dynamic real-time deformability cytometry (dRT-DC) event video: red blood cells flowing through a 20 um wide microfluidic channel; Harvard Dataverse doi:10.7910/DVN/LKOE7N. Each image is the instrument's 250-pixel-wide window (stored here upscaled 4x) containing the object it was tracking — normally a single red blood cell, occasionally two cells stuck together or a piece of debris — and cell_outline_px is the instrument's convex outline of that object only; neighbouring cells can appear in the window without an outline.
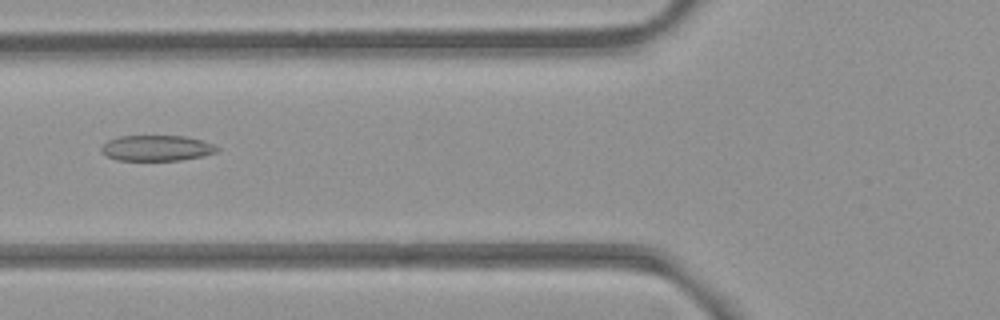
{"species": "common noctule bat (a hibernating species)", "species_latin": "Nyctalus noctula", "temperature_condition": "room temperature", "stored_images_in_passage": 53, "camera_frame_rate_fps": 3000, "um_per_image_px": 0.085, "animal": {"sex": "female", "body_mass_g": 21.9}, "frame": {"image": 1, "passage_image": 21, "time_ms": 6.667, "image_size_px": [1000, 320], "cell_outline_px": [[220, 148], [216, 152], [204, 156], [180, 160], [116, 160], [100, 152], [100, 148], [108, 140], [120, 136], [184, 136], [200, 140], [212, 144]], "centroid_in_image_um": [13.3, 12.59], "position_along_channel_um": 112.5, "area_um2": 17.22}}
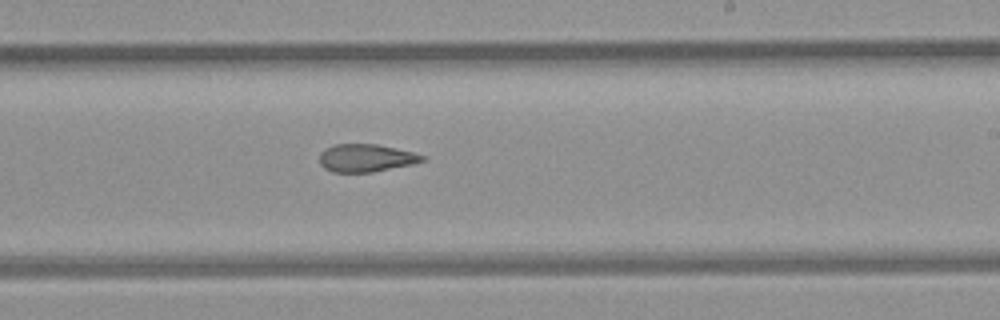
{"frame": {"image": 2, "passage_image": 32, "time_ms": 10.333, "image_size_px": [1000, 320], "cell_outline_px": [[428, 156], [424, 160], [412, 164], [372, 172], [332, 172], [324, 168], [320, 164], [320, 152], [324, 148], [332, 144], [376, 144], [396, 148]], "centroid_in_image_um": [31.08, 13.42], "position_along_channel_um": 257.9, "area_um2": 16.7}}
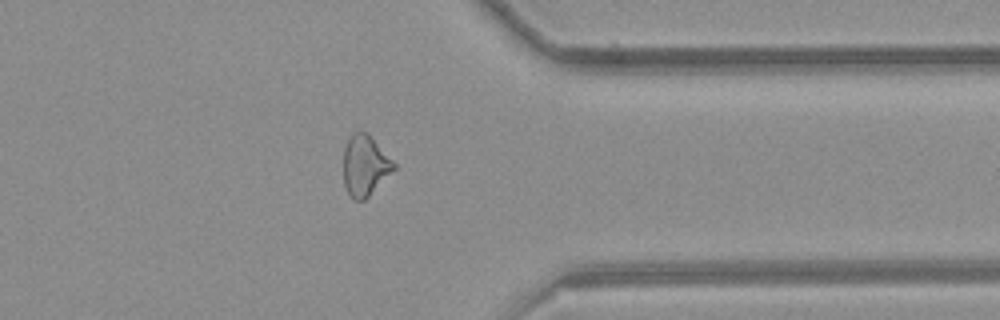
{"frame": {"image": 3, "passage_image": 42, "time_ms": 13.667, "image_size_px": [1000, 320], "cell_outline_px": [[396, 168], [364, 200], [352, 200], [344, 184], [344, 148], [352, 132], [360, 128], [368, 132], [396, 164]], "centroid_in_image_um": [31.02, 14.02], "position_along_channel_um": 380.4, "area_um2": 17.92}, "authors_computed_cell_mechanics": {"area_um2": 18.496, "velocity_mm_per_s": 3.957, "shape_relaxation_time_tau1_ms": null, "shape_relaxation_time_tau2_ms": 3.8896, "deformation_change_tau1": null, "deformation_change_tau2": 0.1226}}